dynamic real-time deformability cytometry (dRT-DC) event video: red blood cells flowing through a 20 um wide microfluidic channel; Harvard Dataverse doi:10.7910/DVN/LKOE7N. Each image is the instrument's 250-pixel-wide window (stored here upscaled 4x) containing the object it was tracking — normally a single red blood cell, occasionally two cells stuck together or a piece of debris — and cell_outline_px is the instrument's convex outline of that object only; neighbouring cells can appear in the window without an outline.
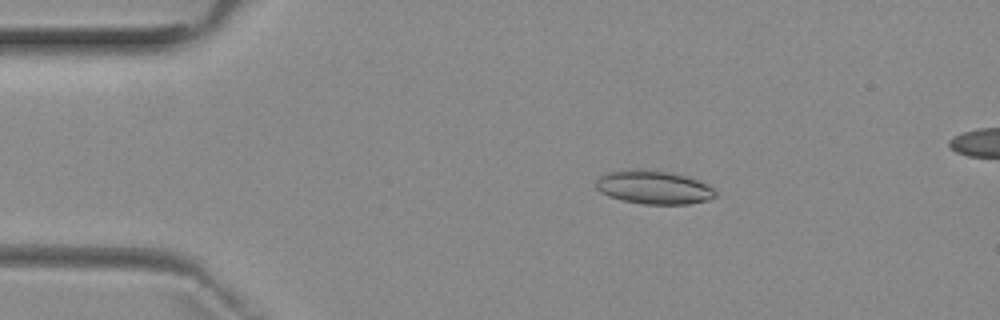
{"species": "common noctule bat (a hibernating species)", "species_latin": "Nyctalus noctula", "temperature_condition": "room temperature", "stored_images_in_passage": 4, "camera_frame_rate_fps": 3000, "um_per_image_px": 0.085, "animal": {"sex": "female", "body_mass_g": 29.2, "forearm_length_mm": 56.3}, "frame": {"image": 1, "passage_image": 2, "time_ms": 1.0, "image_size_px": [1000, 320], "cell_outline_px": [[716, 196], [708, 200], [688, 204], [644, 204], [624, 200], [608, 196], [600, 192], [596, 188], [596, 180], [600, 176], [608, 172], [668, 172], [684, 176], [708, 184], [716, 192]], "centroid_in_image_um": [55.6, 15.98], "position_along_channel_um": 29.4, "area_um2": 22.31}}